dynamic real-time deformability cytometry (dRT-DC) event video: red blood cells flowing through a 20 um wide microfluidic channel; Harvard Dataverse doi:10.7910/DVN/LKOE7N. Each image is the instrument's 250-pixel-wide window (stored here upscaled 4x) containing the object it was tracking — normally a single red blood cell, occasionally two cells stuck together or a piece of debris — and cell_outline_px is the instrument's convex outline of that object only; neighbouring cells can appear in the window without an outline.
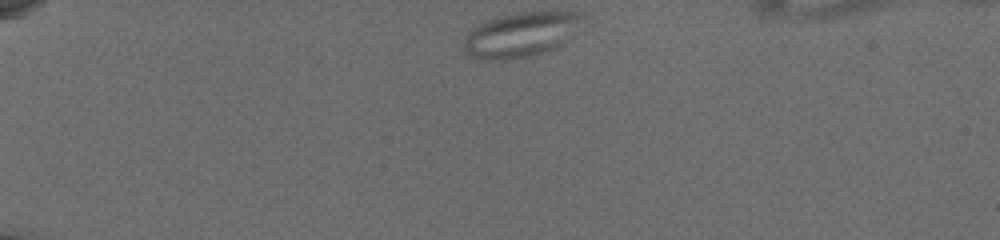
{"species": "common noctule bat (a hibernating species)", "species_latin": "Nyctalus noctula", "temperature_condition": "cold", "stored_images_in_passage": 9, "camera_frame_rate_fps": 3000, "um_per_image_px": 0.085, "animal": {"sex": "female", "body_mass_g": 19.5, "forearm_length_mm": 54.1}, "frame": {"image": 1, "passage_image": 1, "time_ms": 0.0, "image_size_px": [1000, 240], "cell_outline_px": [[584, 16], [560, 44], [552, 48], [540, 52], [524, 56], [504, 60], [480, 60], [468, 56], [464, 48], [464, 40], [468, 32], [472, 28], [484, 20], [516, 12], [572, 12]], "centroid_in_image_um": [44.11, 2.94], "position_along_channel_um": 40.9, "area_um2": 30.0}}
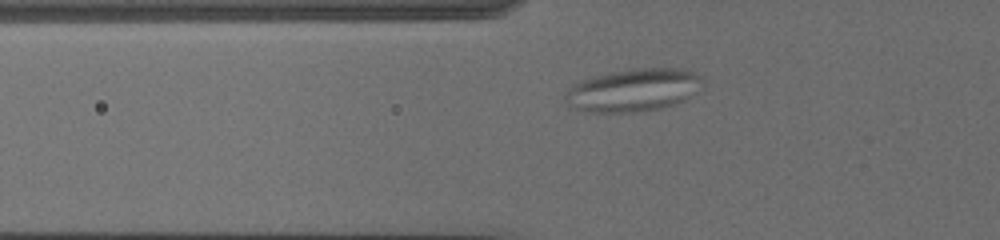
{"frame": {"image": 2, "passage_image": 8, "time_ms": 2.333, "image_size_px": [1000, 240], "cell_outline_px": [[704, 80], [680, 100], [672, 104], [660, 108], [632, 112], [588, 112], [572, 108], [568, 104], [564, 96], [568, 88], [572, 84], [588, 76], [608, 72], [636, 68], [676, 68], [692, 72], [700, 76]], "centroid_in_image_um": [53.67, 7.64], "position_along_channel_um": 72.1, "area_um2": 33.7}}